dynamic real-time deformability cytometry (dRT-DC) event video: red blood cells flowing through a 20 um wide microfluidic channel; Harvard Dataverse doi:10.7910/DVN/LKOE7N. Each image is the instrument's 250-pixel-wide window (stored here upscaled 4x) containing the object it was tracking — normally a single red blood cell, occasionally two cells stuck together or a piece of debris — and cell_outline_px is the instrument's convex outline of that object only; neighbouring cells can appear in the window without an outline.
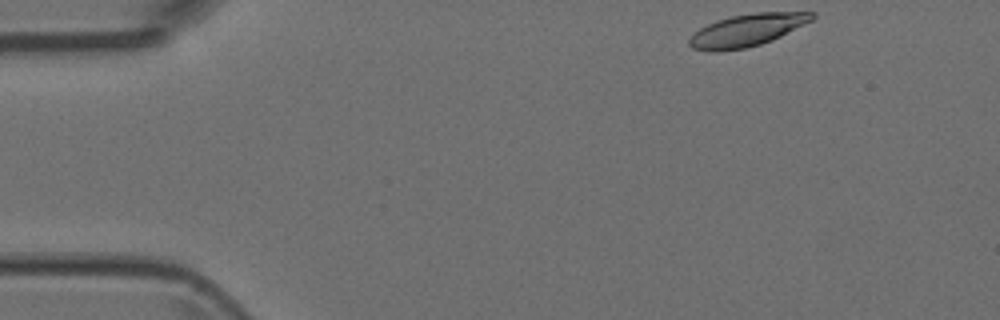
{"species": "Egyptian fruit bat (a non-hibernating species)", "species_latin": "Rousettus aegyptiacus", "temperature_condition": "room temperature", "stored_images_in_passage": 8, "camera_frame_rate_fps": 3000, "um_per_image_px": 0.085, "animal": {"sex": "female"}, "frame": {"image": 1, "passage_image": 1, "time_ms": 0.0, "image_size_px": [1000, 320], "cell_outline_px": [[816, 16], [812, 20], [772, 40], [760, 44], [744, 48], [716, 52], [708, 52], [692, 48], [688, 44], [688, 40], [700, 28], [716, 20], [732, 16], [756, 12], [816, 12]], "centroid_in_image_um": [63.48, 2.57], "position_along_channel_um": 21.5, "area_um2": 22.95}}
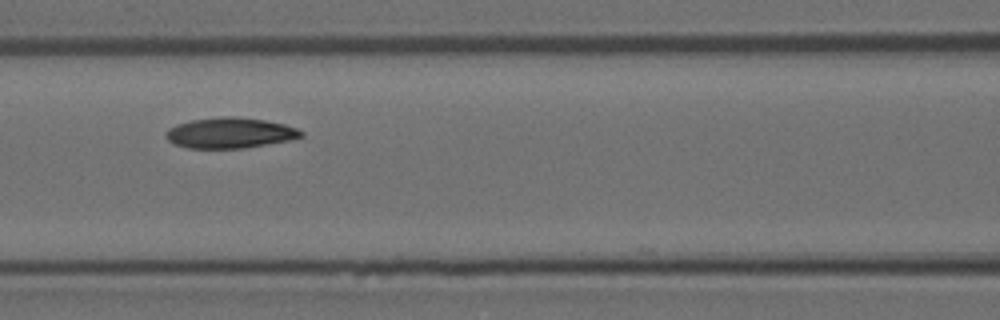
{"frame": {"image": 2, "passage_image": 5, "time_ms": 1.333, "image_size_px": [1000, 320], "cell_outline_px": [[304, 136], [288, 140], [244, 148], [188, 148], [172, 144], [164, 136], [164, 132], [168, 128], [176, 124], [192, 120], [220, 116], [236, 116], [264, 120], [284, 124], [296, 128], [304, 132]], "centroid_in_image_um": [19.49, 11.29], "position_along_channel_um": 147.1, "area_um2": 24.22}}
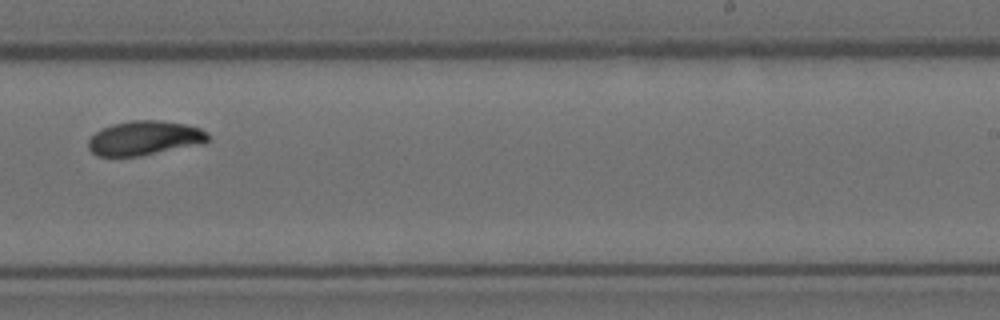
{"frame": {"image": 3, "passage_image": 8, "time_ms": 2.333, "image_size_px": [1000, 320], "cell_outline_px": [[208, 140], [204, 144], [140, 156], [96, 156], [88, 148], [88, 140], [100, 128], [112, 124], [132, 120], [160, 120], [184, 124], [200, 128], [208, 132]], "centroid_in_image_um": [12.29, 11.74], "position_along_channel_um": 276.7, "area_um2": 24.16}}